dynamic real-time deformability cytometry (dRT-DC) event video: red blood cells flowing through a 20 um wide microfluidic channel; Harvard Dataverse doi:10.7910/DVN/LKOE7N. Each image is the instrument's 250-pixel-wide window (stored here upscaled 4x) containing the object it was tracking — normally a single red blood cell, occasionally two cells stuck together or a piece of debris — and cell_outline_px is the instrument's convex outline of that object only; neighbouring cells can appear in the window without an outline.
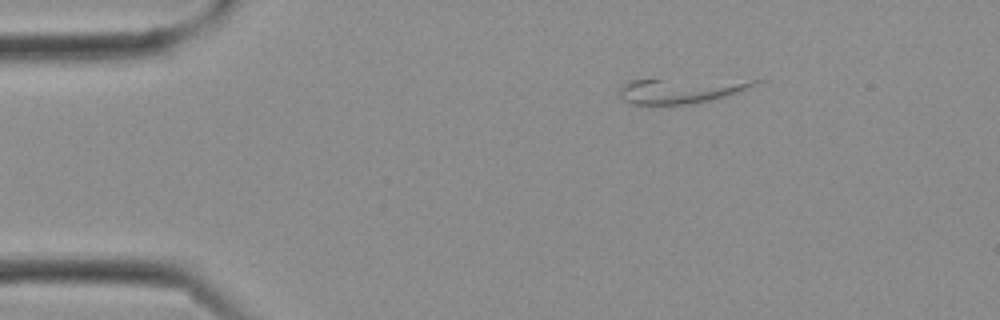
{"species": "Egyptian fruit bat (a non-hibernating species)", "species_latin": "Rousettus aegyptiacus", "temperature_condition": "cold", "stored_images_in_passage": 4, "camera_frame_rate_fps": 3000, "um_per_image_px": 0.085, "frame": {"image": 1, "passage_image": 4, "time_ms": 1.0, "image_size_px": [1000, 320], "cell_outline_px": [[764, 80], [724, 96], [708, 100], [688, 104], [628, 104], [620, 96], [620, 88], [628, 80]], "centroid_in_image_um": [57.72, 7.71], "position_along_channel_um": 27.3, "area_um2": 18.9}}